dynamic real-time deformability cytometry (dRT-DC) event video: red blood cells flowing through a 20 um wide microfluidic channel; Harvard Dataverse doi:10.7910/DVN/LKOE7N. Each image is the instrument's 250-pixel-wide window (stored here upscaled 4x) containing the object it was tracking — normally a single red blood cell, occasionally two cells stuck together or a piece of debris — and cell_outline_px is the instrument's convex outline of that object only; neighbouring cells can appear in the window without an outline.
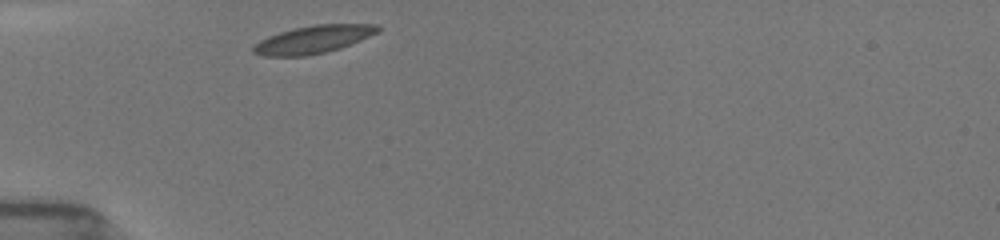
{"species": "common noctule bat (a hibernating species)", "species_latin": "Nyctalus noctula", "temperature_condition": "room temperature", "stored_images_in_passage": 42, "camera_frame_rate_fps": 3000, "um_per_image_px": 0.085, "animal": {"sex": "female", "body_mass_g": 19.5, "forearm_length_mm": 54.1}, "frame": {"image": 1, "passage_image": 1, "time_ms": 0.0, "image_size_px": [1000, 240], "cell_outline_px": [[380, 32], [340, 48], [308, 56], [264, 56], [252, 52], [252, 48], [260, 40], [268, 36], [292, 28], [316, 24], [380, 24]], "centroid_in_image_um": [26.65, 3.34], "position_along_channel_um": 58.4, "area_um2": 20.17}}
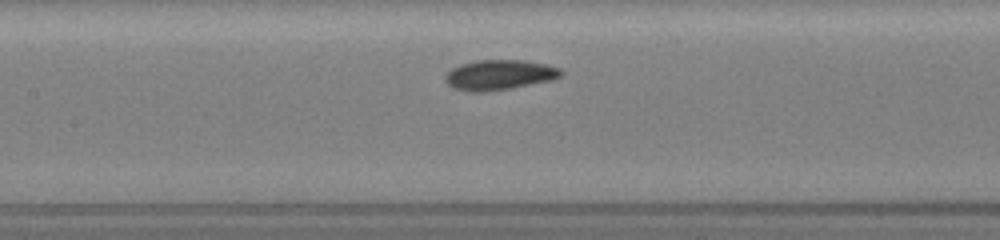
{"frame": {"image": 2, "passage_image": 15, "time_ms": 3.0, "image_size_px": [1000, 240], "cell_outline_px": [[564, 72], [560, 76], [552, 80], [512, 88], [488, 92], [468, 92], [452, 88], [444, 80], [444, 76], [452, 68], [460, 64], [476, 60], [520, 60], [548, 64], [560, 68]], "centroid_in_image_um": [42.43, 6.37], "position_along_channel_um": 165.0, "area_um2": 20.58}}
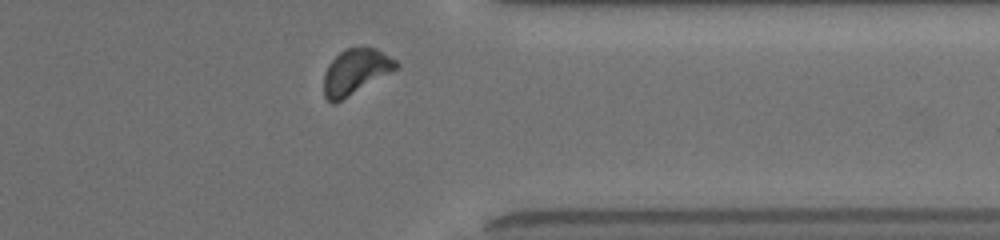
{"frame": {"image": 3, "passage_image": 38, "time_ms": 8.667, "image_size_px": [1000, 240], "cell_outline_px": [[400, 68], [340, 100], [332, 104], [324, 96], [324, 72], [328, 64], [344, 48], [364, 44], [376, 48], [396, 60], [400, 64]], "centroid_in_image_um": [30.25, 6.02], "position_along_channel_um": 381.2, "area_um2": 19.42}, "authors_computed_cell_mechanics": {"area_um2": 19.5653, "velocity_mm_per_s": 3.8895, "shape_relaxation_time_tau1_ms": 1.6695, "shape_relaxation_time_tau2_ms": 3.5109, "deformation_change_tau1": 0.0891, "deformation_change_tau2": 0.066}}